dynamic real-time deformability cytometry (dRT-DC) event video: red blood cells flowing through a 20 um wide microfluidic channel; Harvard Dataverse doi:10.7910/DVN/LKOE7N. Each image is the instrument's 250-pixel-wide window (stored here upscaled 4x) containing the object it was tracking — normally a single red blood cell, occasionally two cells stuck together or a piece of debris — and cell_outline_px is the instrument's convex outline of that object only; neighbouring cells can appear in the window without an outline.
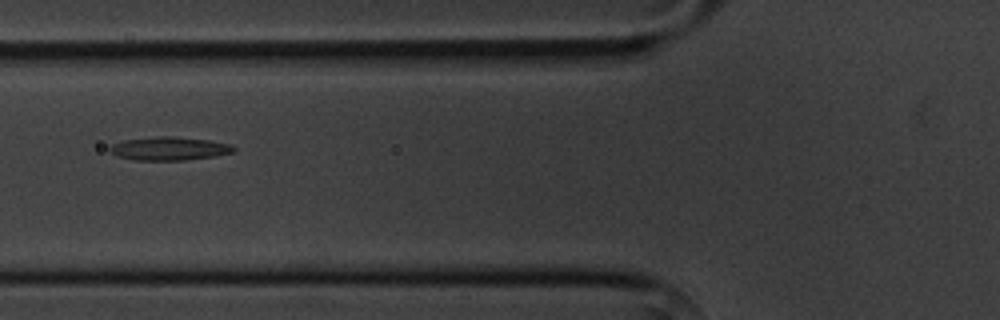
{"species": "common noctule bat (a hibernating species)", "species_latin": "Nyctalus noctula", "temperature_condition": "cold", "stored_images_in_passage": 8, "camera_frame_rate_fps": 3000, "um_per_image_px": 0.085, "animal": {"sex": "male", "body_mass_g": 20.1, "forearm_length_mm": 53.5}, "frame": {"image": 1, "passage_image": 6, "time_ms": 6.667, "image_size_px": [1000, 320], "cell_outline_px": [[236, 152], [216, 156], [184, 160], [136, 160], [116, 156], [108, 148], [112, 144], [124, 140], [156, 136], [172, 136], [208, 140], [232, 144], [236, 148]], "centroid_in_image_um": [14.42, 12.63], "position_along_channel_um": 111.4, "area_um2": 16.99}}
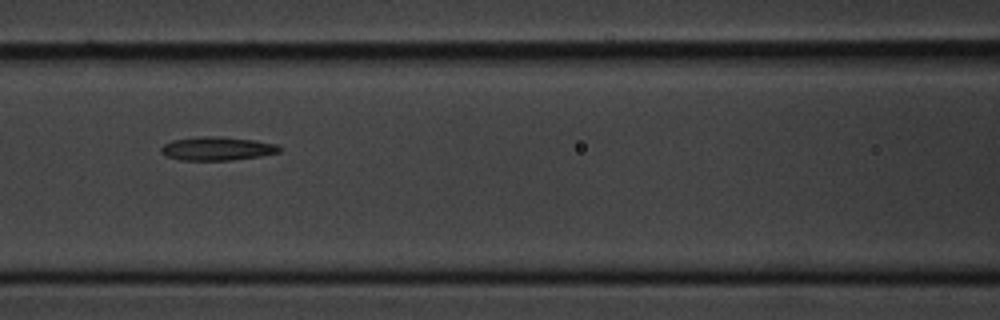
{"frame": {"image": 2, "passage_image": 7, "time_ms": 7.667, "image_size_px": [1000, 320], "cell_outline_px": [[280, 152], [260, 156], [232, 160], [180, 160], [164, 156], [160, 152], [160, 148], [164, 144], [172, 140], [204, 136], [224, 136], [252, 140], [276, 144], [280, 148]], "centroid_in_image_um": [18.41, 12.63], "position_along_channel_um": 148.2, "area_um2": 16.3}}
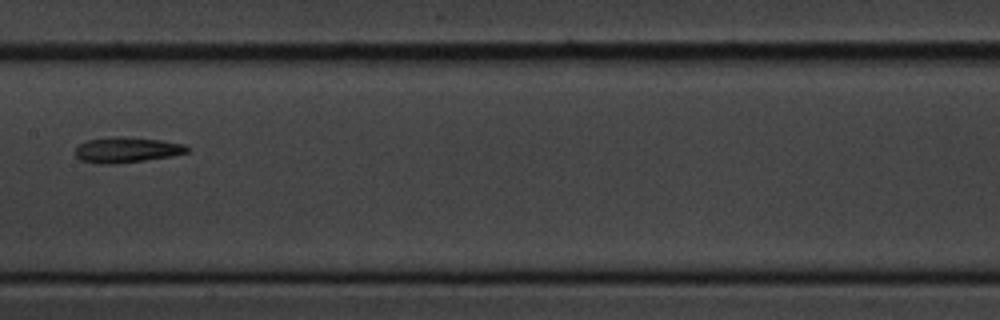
{"frame": {"image": 3, "passage_image": 8, "time_ms": 9.0, "image_size_px": [1000, 320], "cell_outline_px": [[192, 148], [188, 152], [172, 156], [116, 164], [100, 164], [80, 160], [76, 156], [76, 148], [80, 144], [88, 140], [112, 136], [120, 136], [160, 140], [184, 144]], "centroid_in_image_um": [10.79, 12.74], "position_along_channel_um": 196.6, "area_um2": 16.65}}